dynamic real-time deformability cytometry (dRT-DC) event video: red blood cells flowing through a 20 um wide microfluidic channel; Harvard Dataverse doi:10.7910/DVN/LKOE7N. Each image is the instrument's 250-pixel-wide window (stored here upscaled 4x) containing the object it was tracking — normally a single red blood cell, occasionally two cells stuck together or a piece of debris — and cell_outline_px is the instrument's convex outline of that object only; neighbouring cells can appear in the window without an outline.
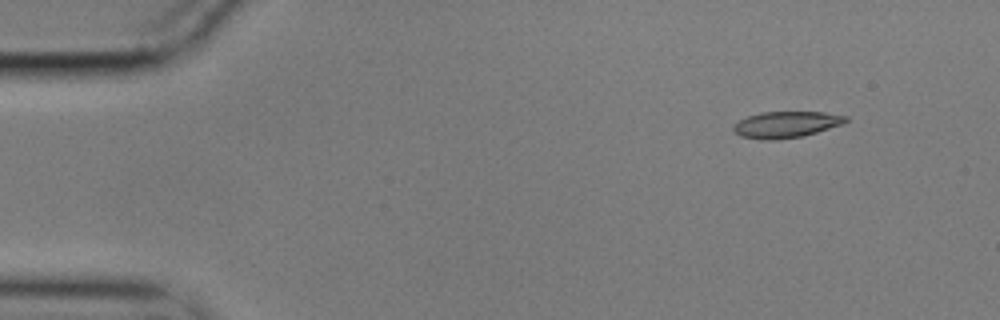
{"species": "common noctule bat (a hibernating species)", "species_latin": "Nyctalus noctula", "temperature_condition": "cold", "stored_images_in_passage": 51, "camera_frame_rate_fps": 3000, "um_per_image_px": 0.085, "animal": {"sex": "male", "body_mass_g": 17.9}, "frame": {"image": 1, "passage_image": 1, "time_ms": 0.0, "image_size_px": [1000, 320], "cell_outline_px": [[848, 120], [844, 124], [804, 136], [776, 140], [764, 140], [740, 136], [732, 128], [732, 124], [748, 116], [760, 112], [824, 112], [848, 116]], "centroid_in_image_um": [66.84, 10.59], "position_along_channel_um": 18.2, "area_um2": 17.4}}
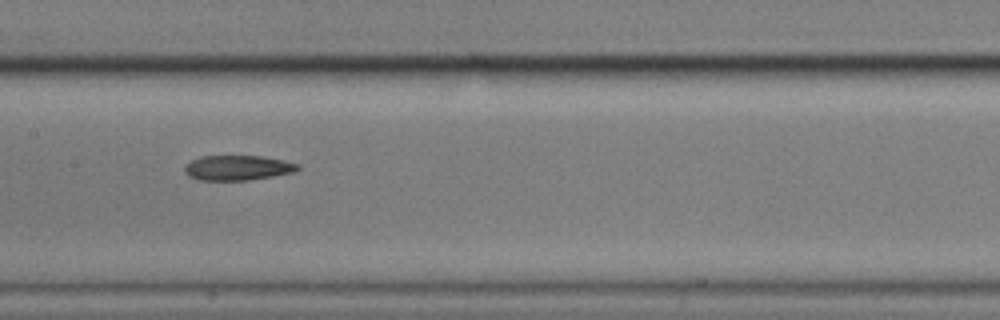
{"frame": {"image": 2, "passage_image": 23, "time_ms": 7.333, "image_size_px": [1000, 320], "cell_outline_px": [[300, 168], [296, 172], [248, 180], [200, 180], [188, 176], [184, 172], [184, 168], [192, 160], [200, 156], [260, 156], [284, 160], [300, 164]], "centroid_in_image_um": [20.23, 14.26], "position_along_channel_um": 187.2, "area_um2": 16.47}}
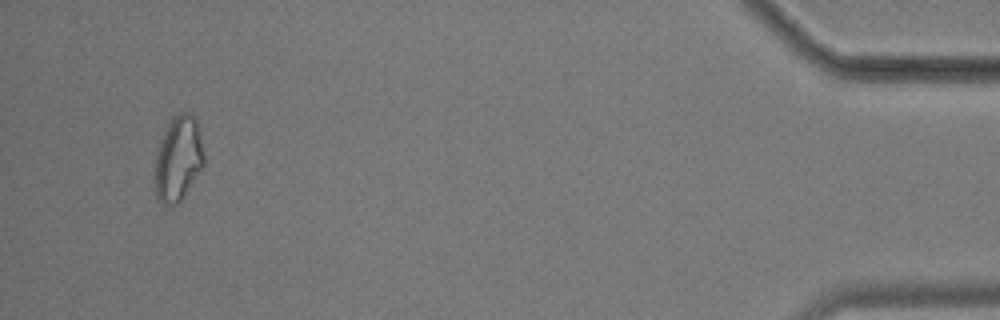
{"frame": {"image": 3, "passage_image": 49, "time_ms": 16.0, "image_size_px": [1000, 320], "cell_outline_px": [[204, 164], [180, 200], [176, 204], [160, 204], [156, 196], [156, 152], [160, 140], [172, 116], [180, 112], [192, 112], [196, 116], [204, 156]], "centroid_in_image_um": [15.15, 13.42], "position_along_channel_um": 420.0, "area_um2": 23.99}, "authors_computed_cell_mechanics": {"area_um2": 17.918, "velocity_mm_per_s": 3.538, "shape_relaxation_time_tau1_ms": null, "shape_relaxation_time_tau2_ms": 6.9985, "deformation_change_tau1": null, "deformation_change_tau2": 0.1366}}